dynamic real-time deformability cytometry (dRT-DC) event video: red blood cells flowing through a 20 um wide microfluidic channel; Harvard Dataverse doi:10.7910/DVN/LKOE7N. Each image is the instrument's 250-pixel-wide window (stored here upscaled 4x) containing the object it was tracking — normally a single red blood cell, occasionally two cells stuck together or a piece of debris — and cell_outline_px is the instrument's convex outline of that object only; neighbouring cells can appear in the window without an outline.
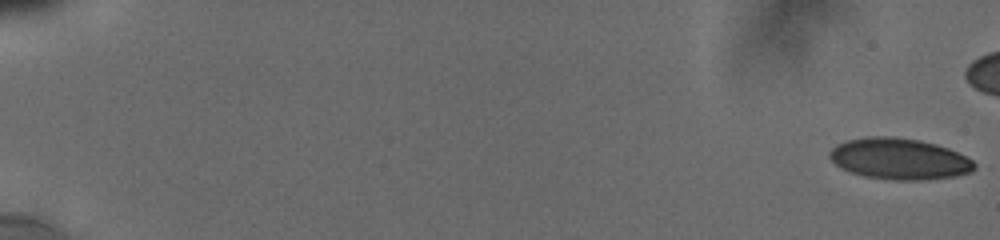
{"species": "human", "species_latin": "Homo sapiens", "temperature_condition": "cold", "stored_images_in_passage": 8, "camera_frame_rate_fps": 3000, "um_per_image_px": 0.085, "donor": {"sex": "male"}, "frame": {"image": 1, "passage_image": 1, "time_ms": 0.0, "image_size_px": [1000, 240], "cell_outline_px": [[980, 168], [972, 172], [956, 176], [924, 180], [892, 180], [864, 176], [840, 168], [828, 156], [828, 152], [836, 144], [848, 140], [864, 136], [892, 136], [920, 140], [936, 144], [948, 148], [972, 160]], "centroid_in_image_um": [76.45, 13.5], "position_along_channel_um": 8.5, "area_um2": 35.08}}